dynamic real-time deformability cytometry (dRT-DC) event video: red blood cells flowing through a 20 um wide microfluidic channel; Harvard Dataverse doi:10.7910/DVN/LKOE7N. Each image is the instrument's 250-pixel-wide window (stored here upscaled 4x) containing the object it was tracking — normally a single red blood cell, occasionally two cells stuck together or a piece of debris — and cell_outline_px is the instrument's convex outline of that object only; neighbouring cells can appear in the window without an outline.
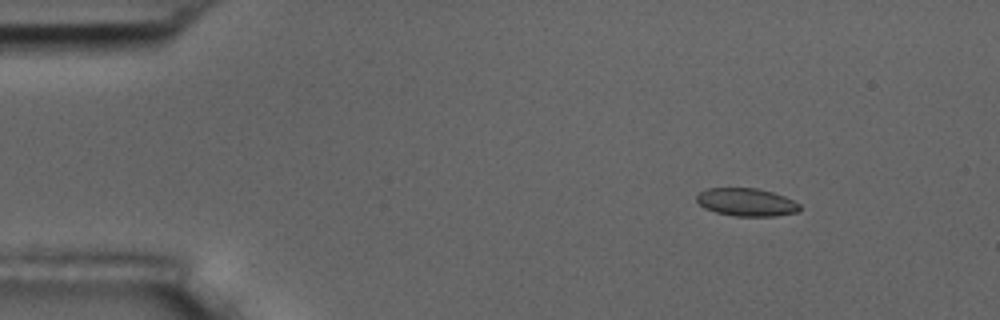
{"species": "common noctule bat (a hibernating species)", "species_latin": "Nyctalus noctula", "temperature_condition": "room temperature", "stored_images_in_passage": 6, "camera_frame_rate_fps": 3000, "um_per_image_px": 0.085, "animal": {"sex": "male", "body_mass_g": 17.5, "forearm_length_mm": 52.3}, "frame": {"image": 1, "passage_image": 3, "time_ms": 2.0, "image_size_px": [1000, 320], "cell_outline_px": [[800, 212], [776, 216], [732, 216], [716, 212], [704, 208], [696, 200], [696, 196], [700, 192], [708, 188], [756, 188], [772, 192], [784, 196], [800, 204]], "centroid_in_image_um": [63.46, 17.19], "position_along_channel_um": 21.5, "area_um2": 16.82}}
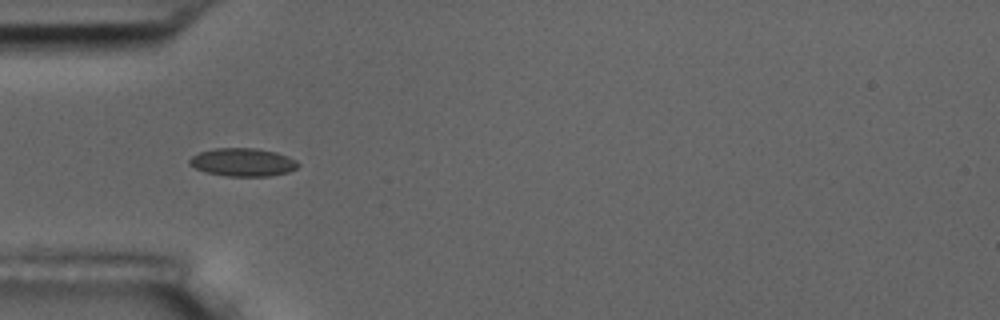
{"frame": {"image": 2, "passage_image": 5, "time_ms": 5.333, "image_size_px": [1000, 320], "cell_outline_px": [[300, 164], [296, 168], [288, 172], [268, 176], [224, 176], [204, 172], [188, 164], [188, 160], [192, 156], [200, 152], [216, 148], [256, 148], [276, 152], [288, 156], [296, 160]], "centroid_in_image_um": [20.63, 13.79], "position_along_channel_um": 64.4, "area_um2": 17.86}}